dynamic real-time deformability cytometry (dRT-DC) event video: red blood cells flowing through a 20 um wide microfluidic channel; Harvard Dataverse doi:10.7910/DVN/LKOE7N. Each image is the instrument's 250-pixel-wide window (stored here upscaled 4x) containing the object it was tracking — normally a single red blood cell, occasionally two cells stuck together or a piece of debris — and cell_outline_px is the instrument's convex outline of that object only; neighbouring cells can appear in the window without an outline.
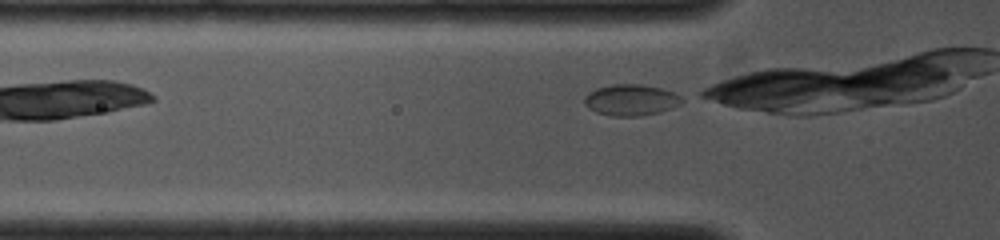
{"species": "common noctule bat (a hibernating species)", "species_latin": "Nyctalus noctula", "temperature_condition": "cold", "stored_images_in_passage": 4, "camera_frame_rate_fps": 4000, "um_per_image_px": 0.085, "animal": {"sex": "female", "body_mass_g": 19.0, "forearm_length_mm": 53.3}, "frame": {"image": 1, "passage_image": 4, "time_ms": 3.0, "image_size_px": [1000, 240], "cell_outline_px": [[684, 100], [680, 104], [672, 108], [660, 112], [640, 116], [612, 116], [596, 112], [588, 108], [584, 104], [584, 96], [588, 92], [596, 88], [612, 84], [640, 84], [660, 88], [672, 92], [680, 96]], "centroid_in_image_um": [53.6, 8.5], "position_along_channel_um": 72.2, "area_um2": 17.8}}